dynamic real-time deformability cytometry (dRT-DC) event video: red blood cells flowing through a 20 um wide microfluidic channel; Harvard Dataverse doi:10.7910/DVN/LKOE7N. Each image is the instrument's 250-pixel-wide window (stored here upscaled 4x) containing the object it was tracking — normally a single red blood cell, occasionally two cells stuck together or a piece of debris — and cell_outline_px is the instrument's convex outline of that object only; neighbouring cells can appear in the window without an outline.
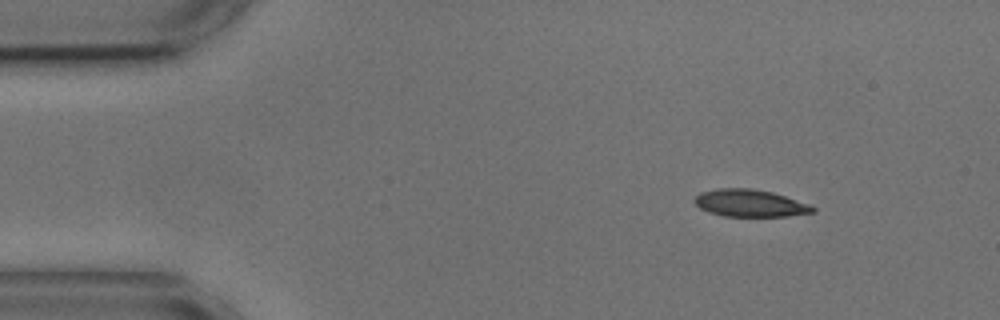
{"species": "common noctule bat (a hibernating species)", "species_latin": "Nyctalus noctula", "temperature_condition": "cold", "stored_images_in_passage": 2, "camera_frame_rate_fps": 3000, "um_per_image_px": 0.085, "animal": {"sex": "male", "body_mass_g": 17.9, "forearm_length_mm": 54.2}, "frame": {"image": 1, "passage_image": 2, "time_ms": 1.333, "image_size_px": [1000, 320], "cell_outline_px": [[816, 212], [788, 216], [724, 216], [708, 212], [700, 208], [692, 200], [700, 192], [716, 188], [752, 188], [772, 192], [812, 204], [816, 208]], "centroid_in_image_um": [63.77, 17.26], "position_along_channel_um": 21.2, "area_um2": 19.02}}